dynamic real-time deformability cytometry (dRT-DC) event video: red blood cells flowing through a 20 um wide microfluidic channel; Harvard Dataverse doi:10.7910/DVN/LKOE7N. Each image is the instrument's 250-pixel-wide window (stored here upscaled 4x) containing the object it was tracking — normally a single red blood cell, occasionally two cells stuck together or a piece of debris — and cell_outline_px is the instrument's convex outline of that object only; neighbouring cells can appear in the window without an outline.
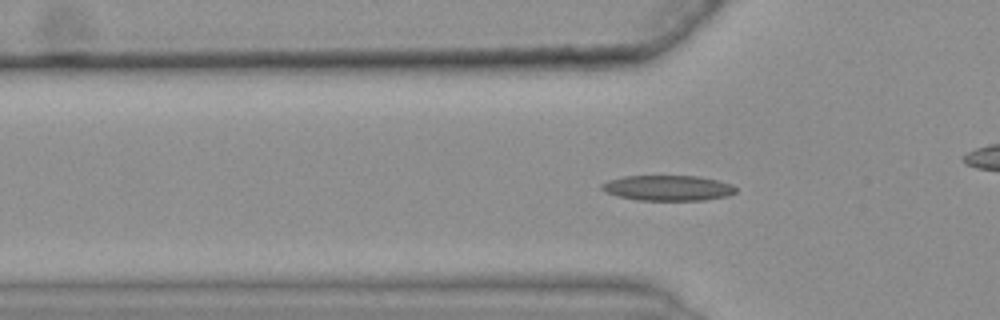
{"species": "common noctule bat (a hibernating species)", "species_latin": "Nyctalus noctula", "temperature_condition": "warm", "stored_images_in_passage": 47, "camera_frame_rate_fps": 3000, "um_per_image_px": 0.085, "animal": {"sex": "female", "body_mass_g": 25.1}, "frame": {"image": 1, "passage_image": 18, "time_ms": 5.667, "image_size_px": [1000, 320], "cell_outline_px": [[736, 192], [728, 196], [704, 200], [636, 200], [620, 196], [608, 192], [600, 188], [600, 184], [608, 180], [624, 176], [696, 176], [716, 180], [732, 184], [736, 188]], "centroid_in_image_um": [56.78, 15.98], "position_along_channel_um": 69.0, "area_um2": 19.71}}
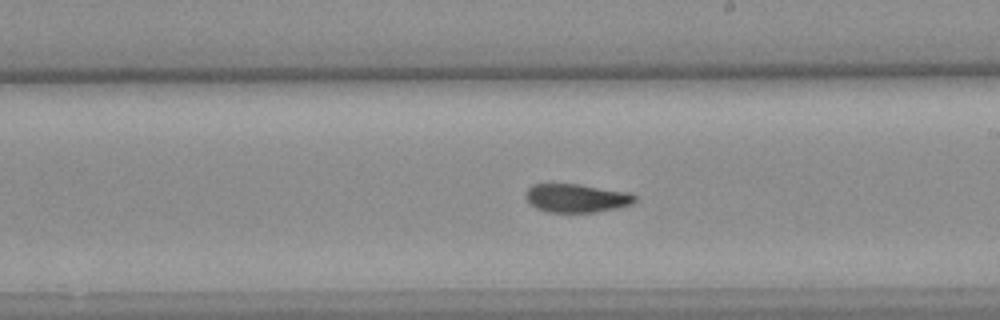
{"frame": {"image": 2, "passage_image": 32, "time_ms": 10.333, "image_size_px": [1000, 320], "cell_outline_px": [[636, 200], [628, 204], [596, 212], [548, 212], [536, 208], [524, 196], [524, 192], [532, 184], [552, 180], [580, 184], [628, 192], [636, 196]], "centroid_in_image_um": [48.87, 16.77], "position_along_channel_um": 240.1, "area_um2": 18.61}}
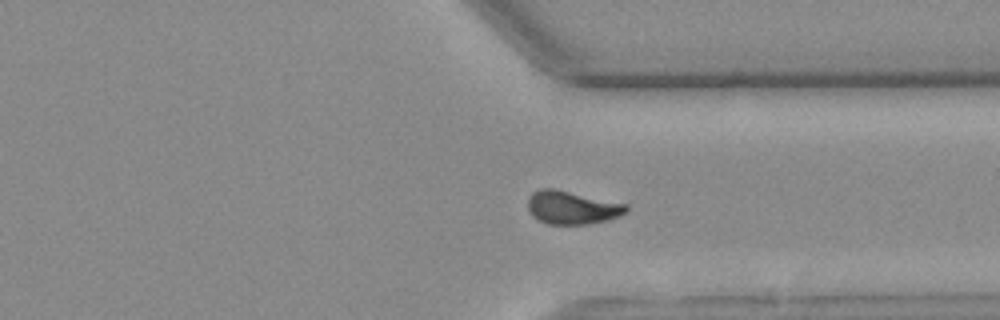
{"frame": {"image": 3, "passage_image": 42, "time_ms": 13.667, "image_size_px": [1000, 320], "cell_outline_px": [[628, 212], [604, 220], [588, 224], [548, 224], [536, 220], [528, 212], [528, 196], [532, 192], [540, 188], [556, 188], [628, 204]], "centroid_in_image_um": [48.57, 17.62], "position_along_channel_um": 362.8, "area_um2": 19.31}, "authors_computed_cell_mechanics": {"area_um2": 18.6694, "velocity_mm_per_s": 3.6725, "shape_relaxation_time_tau1_ms": 8.9098, "shape_relaxation_time_tau2_ms": 3.2303, "deformation_change_tau1": 0.2262, "deformation_change_tau2": 0.0713}}